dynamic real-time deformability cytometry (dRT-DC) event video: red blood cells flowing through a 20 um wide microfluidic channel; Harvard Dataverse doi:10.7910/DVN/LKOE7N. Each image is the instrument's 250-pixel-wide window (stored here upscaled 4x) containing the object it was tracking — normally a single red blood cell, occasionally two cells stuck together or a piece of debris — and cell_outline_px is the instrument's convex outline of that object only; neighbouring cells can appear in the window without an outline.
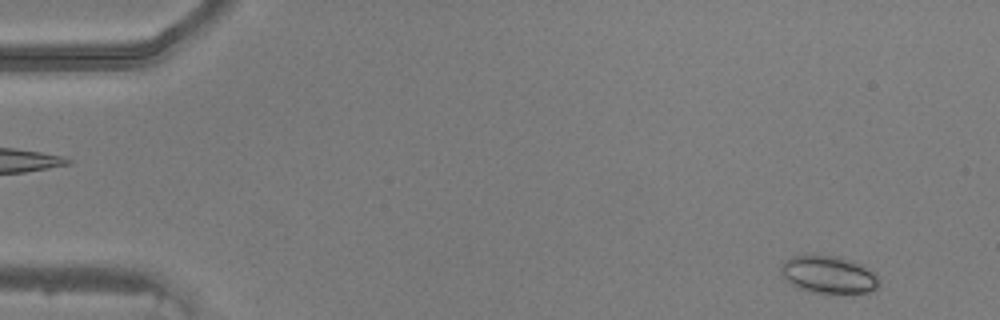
{"species": "common noctule bat (a hibernating species)", "species_latin": "Nyctalus noctula", "temperature_condition": "warm", "stored_images_in_passage": 47, "camera_frame_rate_fps": 3000, "um_per_image_px": 0.085, "animal": {"sex": "male", "body_mass_g": 20.5, "forearm_length_mm": 52.5}, "frame": {"image": 1, "passage_image": 1, "time_ms": 0.0, "image_size_px": [1000, 320], "cell_outline_px": [[880, 280], [876, 288], [868, 292], [816, 292], [792, 284], [780, 272], [780, 268], [784, 260], [792, 256], [840, 256], [864, 264]], "centroid_in_image_um": [70.46, 23.31], "position_along_channel_um": 14.5, "area_um2": 20.87}}
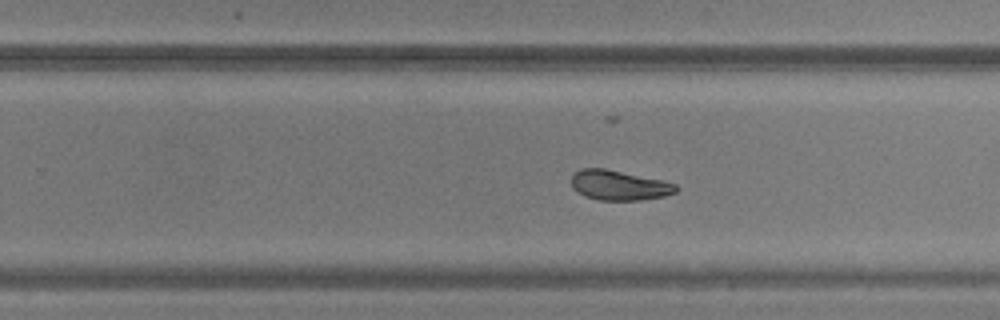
{"frame": {"image": 2, "passage_image": 29, "time_ms": 9.333, "image_size_px": [1000, 320], "cell_outline_px": [[680, 188], [676, 192], [664, 196], [640, 200], [600, 200], [584, 196], [576, 192], [572, 188], [572, 176], [580, 168], [604, 168], [660, 180], [676, 184]], "centroid_in_image_um": [52.6, 15.75], "position_along_channel_um": 277.2, "area_um2": 18.15}}
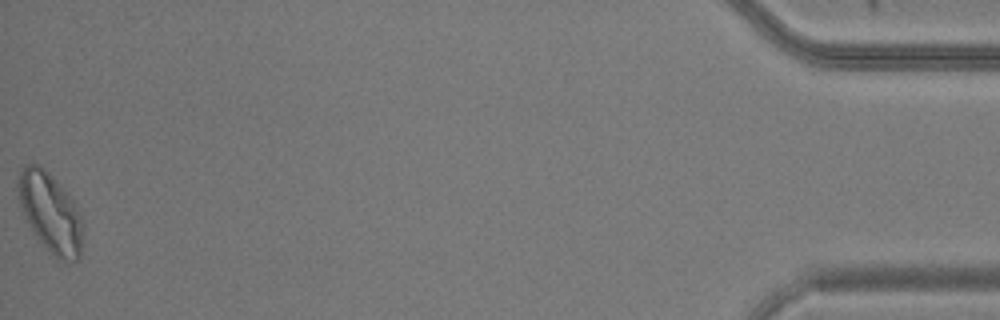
{"frame": {"image": 3, "passage_image": 47, "time_ms": 15.333, "image_size_px": [1000, 320], "cell_outline_px": [[84, 224], [80, 260], [56, 260], [40, 240], [32, 228], [20, 208], [16, 184], [20, 172], [24, 164], [36, 164], [44, 168], [56, 180], [72, 200]], "centroid_in_image_um": [4.28, 18.08], "position_along_channel_um": 430.9, "area_um2": 29.82}}